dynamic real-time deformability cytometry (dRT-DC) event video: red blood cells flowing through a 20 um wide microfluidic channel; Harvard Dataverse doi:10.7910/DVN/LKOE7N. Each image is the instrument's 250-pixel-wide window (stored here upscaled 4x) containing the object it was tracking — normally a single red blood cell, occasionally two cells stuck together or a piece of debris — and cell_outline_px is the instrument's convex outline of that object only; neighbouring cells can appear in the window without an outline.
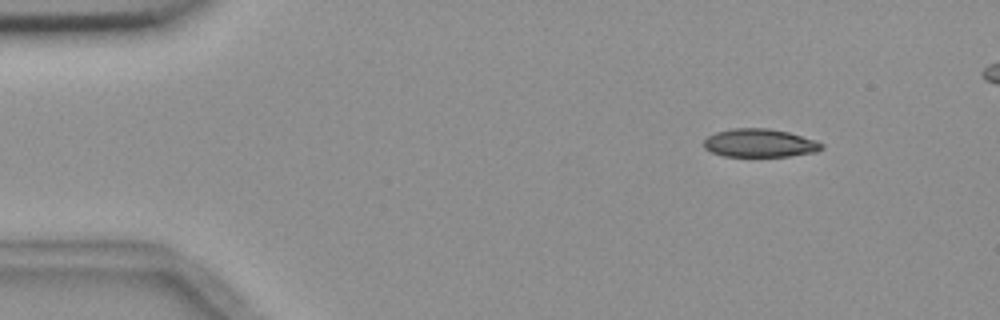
{"species": "common noctule bat (a hibernating species)", "species_latin": "Nyctalus noctula", "temperature_condition": "room temperature", "stored_images_in_passage": 5, "camera_frame_rate_fps": 3000, "um_per_image_px": 0.085, "animal": {"sex": "female", "body_mass_g": 18.4}, "frame": {"image": 1, "passage_image": 1, "time_ms": 0.0, "image_size_px": [1000, 320], "cell_outline_px": [[824, 148], [816, 152], [788, 156], [724, 156], [712, 152], [704, 148], [704, 140], [708, 136], [716, 132], [732, 128], [768, 128], [788, 132], [816, 140], [824, 144]], "centroid_in_image_um": [64.59, 12.15], "position_along_channel_um": 20.4, "area_um2": 19.42}}